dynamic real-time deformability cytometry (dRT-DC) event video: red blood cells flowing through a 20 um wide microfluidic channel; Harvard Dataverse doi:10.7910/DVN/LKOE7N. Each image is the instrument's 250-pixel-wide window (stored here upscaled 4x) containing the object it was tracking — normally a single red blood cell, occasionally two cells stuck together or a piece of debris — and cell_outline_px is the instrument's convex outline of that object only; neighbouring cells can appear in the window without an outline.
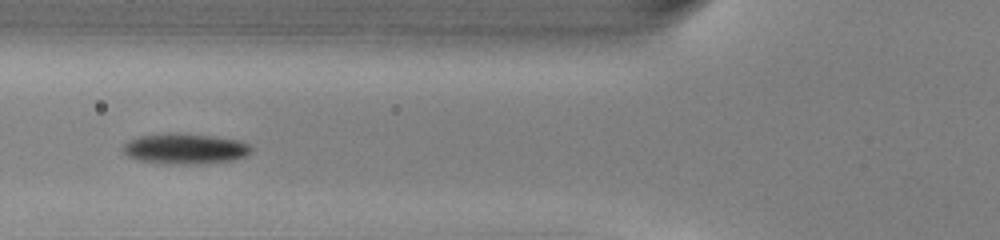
{"species": "common noctule bat (a hibernating species)", "species_latin": "Nyctalus noctula", "temperature_condition": "warm", "stored_images_in_passage": 39, "camera_frame_rate_fps": 3000, "um_per_image_px": 0.085, "animal": {"sex": "male", "body_mass_g": 13.0, "forearm_length_mm": 53.1}, "frame": {"image": 1, "passage_image": 7, "time_ms": 2.0, "image_size_px": [1000, 240], "cell_outline_px": [[252, 152], [248, 156], [236, 160], [188, 164], [168, 164], [136, 160], [128, 156], [124, 152], [124, 144], [128, 140], [140, 136], [168, 132], [180, 132], [212, 136], [240, 140], [248, 144], [252, 148]], "centroid_in_image_um": [15.75, 12.63], "position_along_channel_um": 110.0, "area_um2": 23.12}}
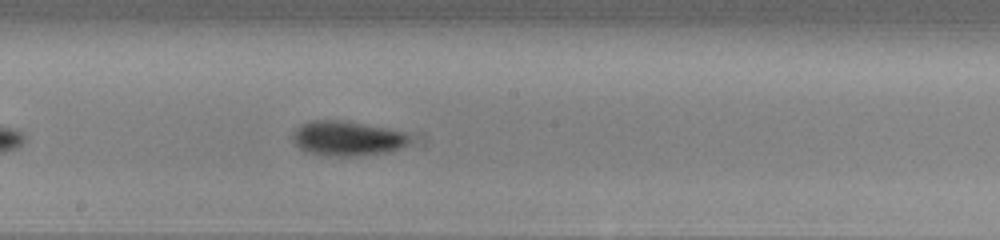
{"frame": {"image": 2, "passage_image": 15, "time_ms": 4.667, "image_size_px": [1000, 240], "cell_outline_px": [[408, 144], [400, 148], [388, 152], [356, 156], [328, 156], [304, 152], [292, 140], [292, 132], [300, 124], [312, 120], [344, 120], [388, 128], [404, 132], [408, 136]], "centroid_in_image_um": [29.46, 11.76], "position_along_channel_um": 218.7, "area_um2": 23.93}}
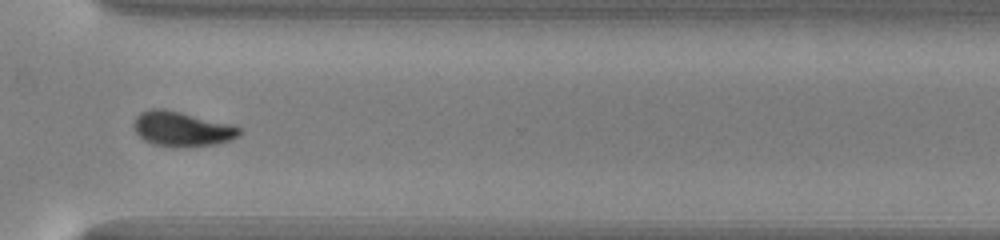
{"frame": {"image": 3, "passage_image": 25, "time_ms": 8.0, "image_size_px": [1000, 240], "cell_outline_px": [[240, 136], [232, 140], [216, 144], [152, 144], [144, 140], [136, 132], [136, 116], [140, 112], [152, 108], [164, 108], [232, 124], [240, 128]], "centroid_in_image_um": [15.5, 10.91], "position_along_channel_um": 355.1, "area_um2": 20.58}, "authors_computed_cell_mechanics": {"area_um2": 21.675, "velocity_mm_per_s": 4.0824, "shape_relaxation_time_tau1_ms": 1.9976, "shape_relaxation_time_tau2_ms": null, "deformation_change_tau1": 0.1166, "deformation_change_tau2": null}}